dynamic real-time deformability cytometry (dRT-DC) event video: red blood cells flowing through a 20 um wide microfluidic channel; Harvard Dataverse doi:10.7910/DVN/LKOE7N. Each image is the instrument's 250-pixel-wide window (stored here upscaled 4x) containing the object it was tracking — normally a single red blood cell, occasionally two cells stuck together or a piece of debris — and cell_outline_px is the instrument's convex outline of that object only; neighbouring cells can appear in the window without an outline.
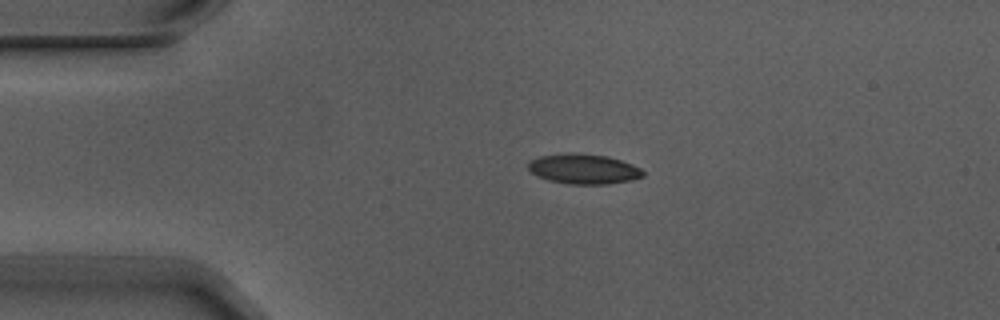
{"species": "Egyptian fruit bat (a non-hibernating species)", "species_latin": "Rousettus aegyptiacus", "temperature_condition": "warm", "stored_images_in_passage": 4, "camera_frame_rate_fps": 3000, "um_per_image_px": 0.085, "animal": {"sex": "male"}, "frame": {"image": 1, "passage_image": 3, "time_ms": 0.667, "image_size_px": [1000, 320], "cell_outline_px": [[644, 176], [632, 180], [604, 184], [568, 184], [548, 180], [536, 176], [528, 168], [528, 164], [532, 160], [540, 156], [608, 156], [632, 164], [640, 168], [644, 172]], "centroid_in_image_um": [49.66, 14.42], "position_along_channel_um": 35.3, "area_um2": 19.07}}